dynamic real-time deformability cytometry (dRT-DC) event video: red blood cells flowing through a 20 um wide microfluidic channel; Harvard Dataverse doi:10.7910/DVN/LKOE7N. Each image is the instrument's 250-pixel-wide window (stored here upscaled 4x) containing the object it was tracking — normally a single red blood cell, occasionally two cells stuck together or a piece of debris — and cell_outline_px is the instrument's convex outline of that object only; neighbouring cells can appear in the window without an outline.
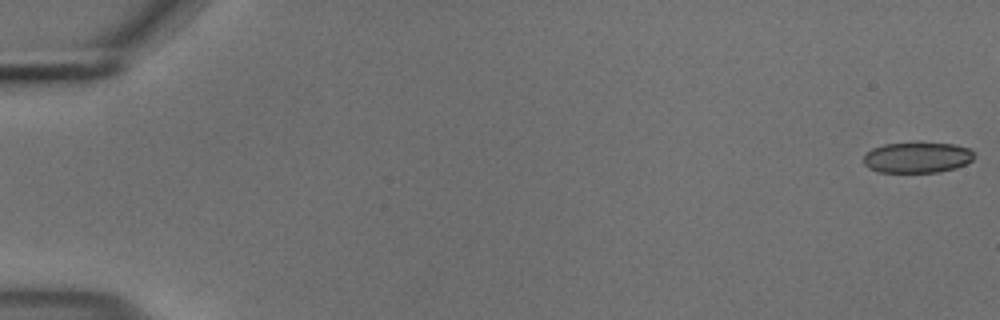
{"species": "common noctule bat (a hibernating species)", "species_latin": "Nyctalus noctula", "temperature_condition": "cold", "stored_images_in_passage": 55, "camera_frame_rate_fps": 3000, "um_per_image_px": 0.085, "animal": {"sex": "male", "body_mass_g": 18.8}, "frame": {"image": 1, "passage_image": 1, "time_ms": 0.0, "image_size_px": [1000, 320], "cell_outline_px": [[976, 156], [972, 160], [956, 168], [940, 172], [880, 172], [868, 168], [864, 164], [864, 156], [872, 148], [884, 144], [920, 140], [952, 144], [968, 148], [976, 152]], "centroid_in_image_um": [77.99, 13.35], "position_along_channel_um": 7.0, "area_um2": 20.52}}
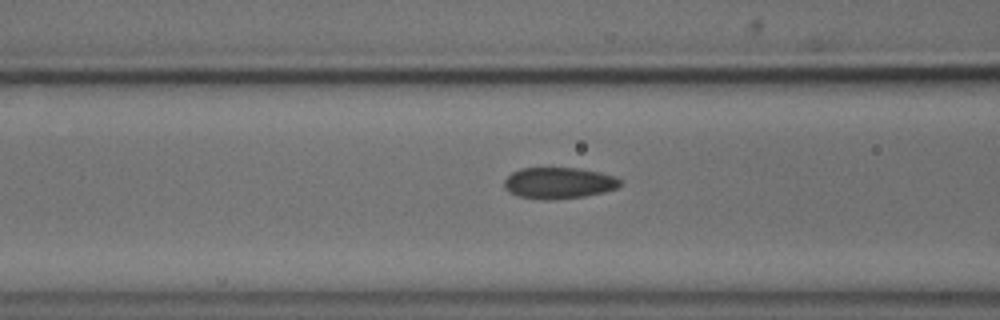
{"frame": {"image": 2, "passage_image": 23, "time_ms": 7.333, "image_size_px": [1000, 320], "cell_outline_px": [[620, 184], [616, 188], [604, 192], [584, 196], [552, 200], [544, 200], [520, 196], [508, 192], [504, 188], [504, 180], [512, 172], [520, 168], [580, 168], [600, 172], [616, 176], [620, 180]], "centroid_in_image_um": [47.48, 15.55], "position_along_channel_um": 119.1, "area_um2": 21.21}}
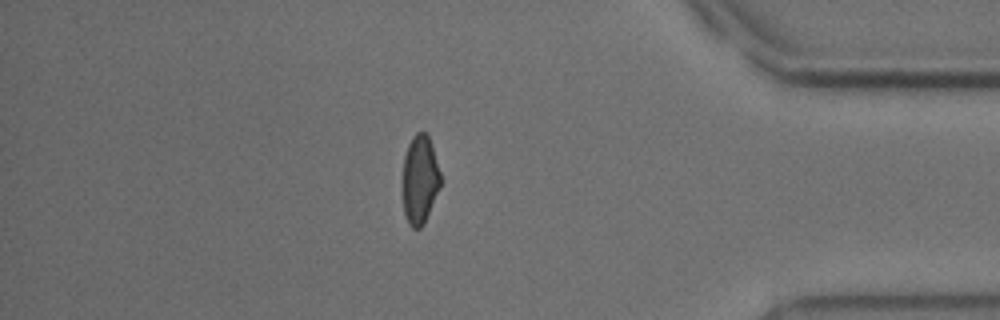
{"frame": {"image": 3, "passage_image": 48, "time_ms": 15.667, "image_size_px": [1000, 320], "cell_outline_px": [[440, 188], [424, 224], [420, 228], [412, 228], [408, 224], [404, 212], [400, 188], [400, 184], [404, 156], [408, 144], [412, 136], [416, 132], [424, 132], [428, 136], [432, 144], [440, 172]], "centroid_in_image_um": [35.64, 15.28], "position_along_channel_um": 399.6, "area_um2": 20.29}, "authors_computed_cell_mechanics": {"area_um2": 21.097, "velocity_mm_per_s": 3.7078, "shape_relaxation_time_tau1_ms": 4.0329, "shape_relaxation_time_tau2_ms": 1.5732, "deformation_change_tau1": 0.1151, "deformation_change_tau2": 0.0695}}